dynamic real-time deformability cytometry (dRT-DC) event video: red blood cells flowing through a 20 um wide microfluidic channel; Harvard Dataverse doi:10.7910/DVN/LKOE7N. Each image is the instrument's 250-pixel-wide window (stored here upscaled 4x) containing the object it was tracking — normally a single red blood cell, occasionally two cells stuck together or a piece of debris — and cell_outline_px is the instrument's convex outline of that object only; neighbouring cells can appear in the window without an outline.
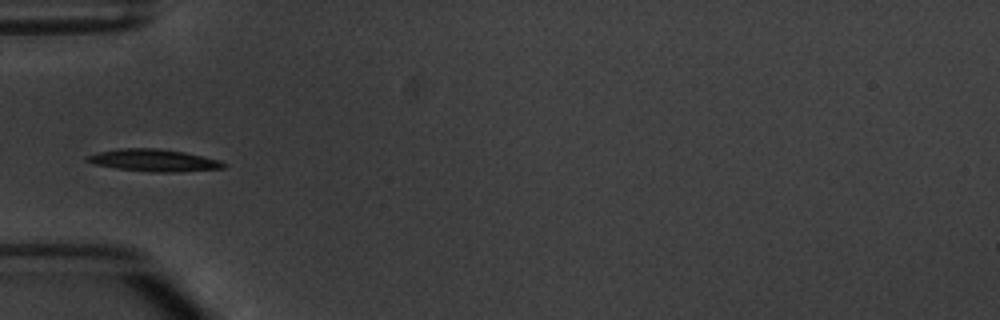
{"species": "common noctule bat (a hibernating species)", "species_latin": "Nyctalus noctula", "temperature_condition": "warm", "stored_images_in_passage": 6, "camera_frame_rate_fps": 3000, "um_per_image_px": 0.085, "animal": {"sex": "male", "body_mass_g": 20.1, "forearm_length_mm": 53.5}, "frame": {"image": 1, "passage_image": 6, "time_ms": 6.0, "image_size_px": [1000, 320], "cell_outline_px": [[228, 168], [172, 172], [152, 172], [116, 168], [96, 164], [84, 160], [84, 156], [100, 152], [120, 148], [156, 148], [184, 152], [220, 160], [228, 164]], "centroid_in_image_um": [13.11, 13.63], "position_along_channel_um": 71.9, "area_um2": 17.63}}